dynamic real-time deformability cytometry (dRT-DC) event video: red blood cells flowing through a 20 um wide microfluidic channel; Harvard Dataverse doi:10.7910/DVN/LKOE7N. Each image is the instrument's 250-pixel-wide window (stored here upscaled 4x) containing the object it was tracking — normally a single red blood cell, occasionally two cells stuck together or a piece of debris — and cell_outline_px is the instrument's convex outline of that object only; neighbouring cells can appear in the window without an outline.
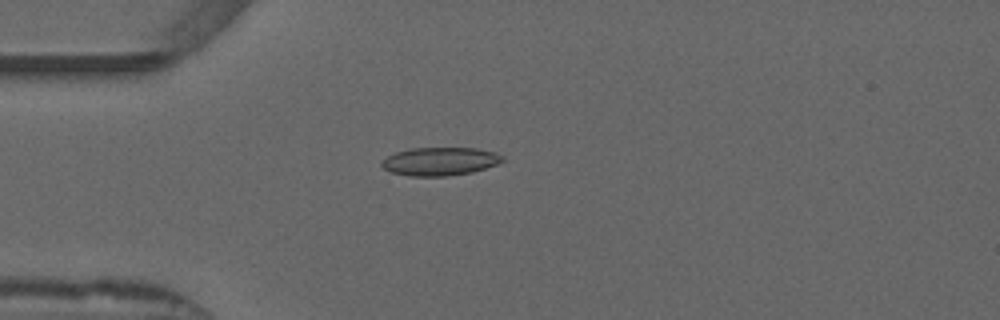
{"species": "common noctule bat (a hibernating species)", "species_latin": "Nyctalus noctula", "temperature_condition": "warm", "stored_images_in_passage": 53, "camera_frame_rate_fps": 3000, "um_per_image_px": 0.085, "animal": {"sex": "male", "forearm_length_mm": 52.5}, "frame": {"image": 1, "passage_image": 14, "time_ms": 4.333, "image_size_px": [1000, 320], "cell_outline_px": [[504, 160], [496, 164], [472, 172], [444, 176], [408, 176], [392, 172], [384, 168], [380, 164], [380, 160], [396, 152], [412, 148], [476, 148], [496, 152], [504, 156]], "centroid_in_image_um": [37.38, 13.71], "position_along_channel_um": 47.6, "area_um2": 19.83}}
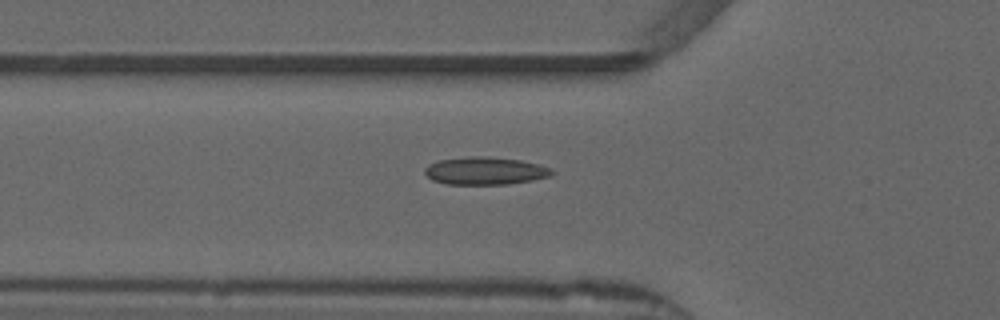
{"frame": {"image": 2, "passage_image": 18, "time_ms": 5.667, "image_size_px": [1000, 320], "cell_outline_px": [[552, 176], [532, 180], [508, 184], [448, 184], [432, 180], [424, 172], [424, 168], [428, 164], [440, 160], [468, 156], [484, 156], [520, 160], [540, 164], [552, 168]], "centroid_in_image_um": [41.24, 14.52], "position_along_channel_um": 84.6, "area_um2": 20.52}}
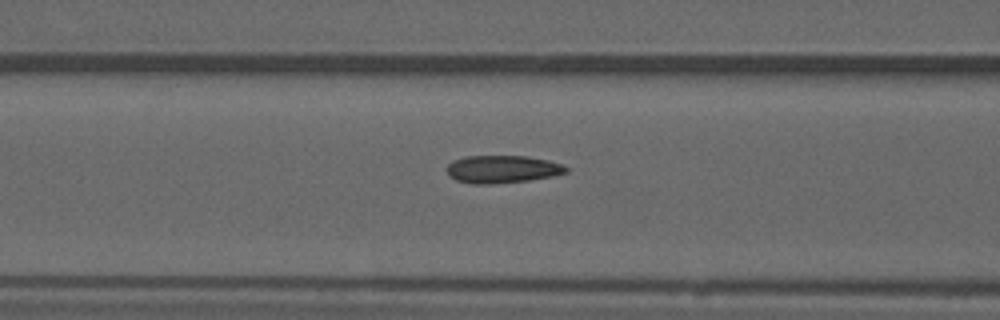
{"frame": {"image": 3, "passage_image": 21, "time_ms": 6.667, "image_size_px": [1000, 320], "cell_outline_px": [[568, 172], [552, 176], [528, 180], [488, 184], [472, 184], [456, 180], [444, 168], [452, 160], [464, 156], [528, 156], [548, 160], [564, 164], [568, 168]], "centroid_in_image_um": [42.69, 14.37], "position_along_channel_um": 123.9, "area_um2": 19.31}, "authors_computed_cell_mechanics": {"area_um2": 18.9006, "velocity_mm_per_s": 3.8801, "shape_relaxation_time_tau1_ms": null, "shape_relaxation_time_tau2_ms": 2.8456, "deformation_change_tau1": null, "deformation_change_tau2": 0.102}}